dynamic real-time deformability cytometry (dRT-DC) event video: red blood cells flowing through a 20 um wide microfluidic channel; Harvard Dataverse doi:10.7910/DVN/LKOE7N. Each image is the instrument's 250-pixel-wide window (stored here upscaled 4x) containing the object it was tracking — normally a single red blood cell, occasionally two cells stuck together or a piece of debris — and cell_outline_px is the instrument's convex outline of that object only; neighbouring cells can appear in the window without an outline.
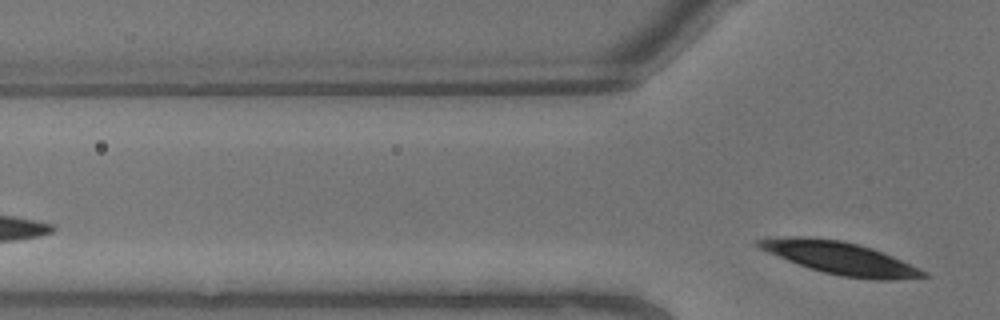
{"species": "common noctule bat (a hibernating species)", "species_latin": "Nyctalus noctula", "temperature_condition": "warm", "stored_images_in_passage": 3, "segment_of_instrument_passage": [2, 2], "camera_frame_rate_fps": 3000, "um_per_image_px": 0.085, "animal": {"sex": "male", "body_mass_g": 13.3}, "frame": {"image": 1, "passage_image": 3, "time_ms": 0.667, "image_size_px": [1000, 320], "cell_outline_px": [[932, 276], [892, 280], [876, 280], [844, 276], [824, 272], [788, 260], [768, 252], [760, 248], [756, 244], [756, 240], [772, 236], [808, 236], [840, 240], [872, 248], [892, 256], [928, 272]], "centroid_in_image_um": [71.42, 21.92], "position_along_channel_um": 54.4, "area_um2": 30.98}}